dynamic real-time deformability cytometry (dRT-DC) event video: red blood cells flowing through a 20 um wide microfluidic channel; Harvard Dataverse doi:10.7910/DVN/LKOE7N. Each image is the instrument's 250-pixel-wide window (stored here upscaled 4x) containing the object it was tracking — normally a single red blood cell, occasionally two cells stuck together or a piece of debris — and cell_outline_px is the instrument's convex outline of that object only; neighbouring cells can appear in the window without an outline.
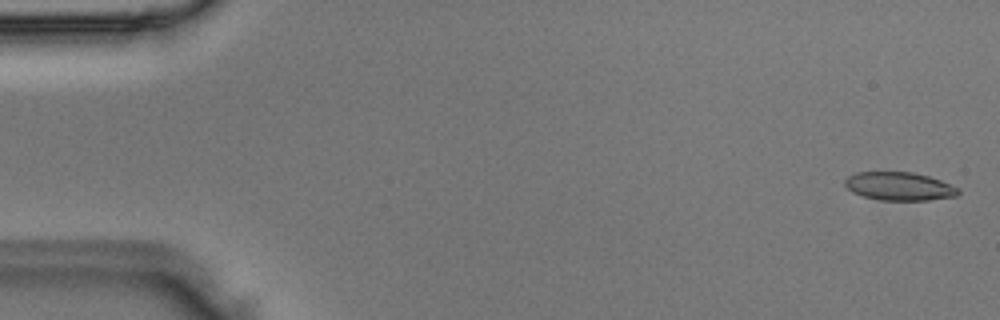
{"species": "Egyptian fruit bat (a non-hibernating species)", "species_latin": "Rousettus aegyptiacus", "temperature_condition": "room temperature", "stored_images_in_passage": 48, "camera_frame_rate_fps": 3000, "um_per_image_px": 0.085, "animal": {"sex": "male"}, "frame": {"image": 1, "passage_image": 1, "time_ms": 0.0, "image_size_px": [1000, 320], "cell_outline_px": [[960, 192], [956, 196], [928, 200], [880, 200], [864, 196], [852, 192], [844, 184], [844, 180], [848, 176], [856, 172], [912, 172], [928, 176], [940, 180], [960, 188]], "centroid_in_image_um": [76.44, 15.83], "position_along_channel_um": 8.6, "area_um2": 18.67}}
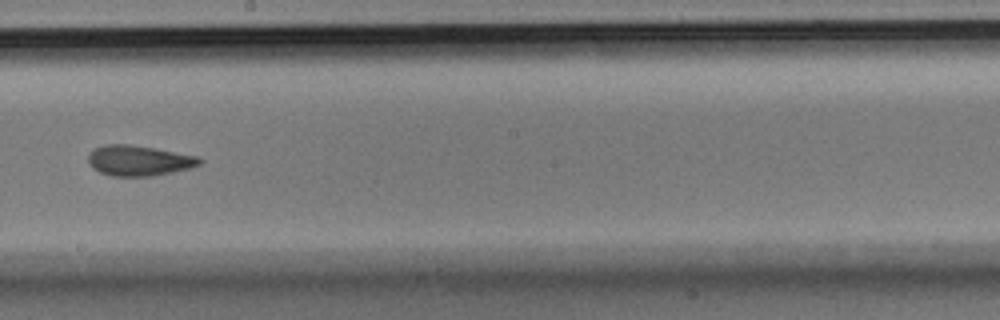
{"frame": {"image": 2, "passage_image": 27, "time_ms": 8.667, "image_size_px": [1000, 320], "cell_outline_px": [[204, 160], [200, 164], [192, 168], [152, 176], [112, 176], [100, 172], [92, 168], [88, 164], [88, 156], [92, 148], [104, 144], [128, 144], [156, 148], [196, 156]], "centroid_in_image_um": [11.78, 13.64], "position_along_channel_um": 236.4, "area_um2": 19.94}}
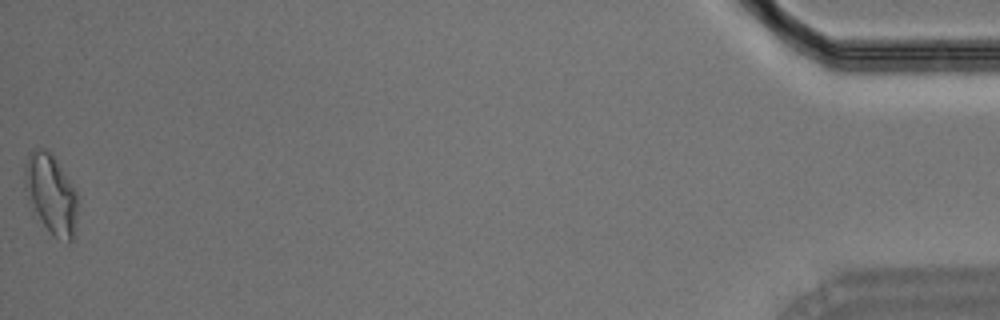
{"frame": {"image": 3, "passage_image": 48, "time_ms": 15.667, "image_size_px": [1000, 320], "cell_outline_px": [[76, 228], [72, 240], [68, 244], [52, 236], [32, 216], [28, 204], [24, 188], [24, 164], [28, 152], [32, 148], [44, 148], [52, 152], [76, 192]], "centroid_in_image_um": [4.26, 16.53], "position_along_channel_um": 430.9, "area_um2": 25.66}}